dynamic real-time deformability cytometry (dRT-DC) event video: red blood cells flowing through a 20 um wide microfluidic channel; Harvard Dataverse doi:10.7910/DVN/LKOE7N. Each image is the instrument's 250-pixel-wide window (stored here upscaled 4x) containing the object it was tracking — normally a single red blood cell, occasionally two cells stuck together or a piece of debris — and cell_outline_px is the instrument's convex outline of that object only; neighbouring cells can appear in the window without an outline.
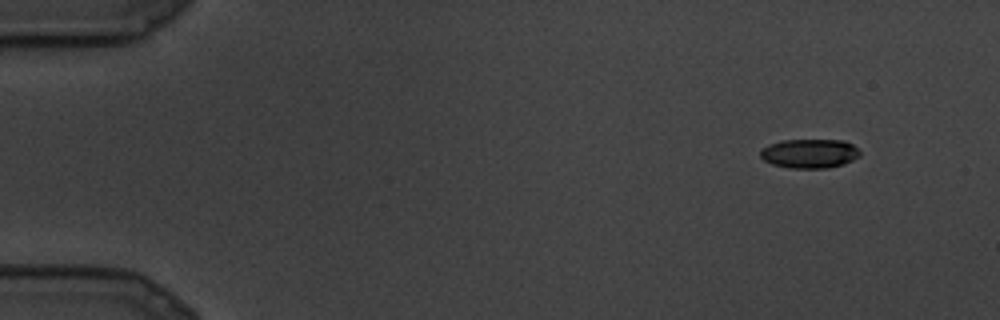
{"species": "common noctule bat (a hibernating species)", "species_latin": "Nyctalus noctula", "temperature_condition": "cold", "stored_images_in_passage": 11, "camera_frame_rate_fps": 3000, "um_per_image_px": 0.085, "animal": {"sex": "male", "body_mass_g": 19.5, "forearm_length_mm": 54.6}, "frame": {"image": 1, "passage_image": 1, "time_ms": 0.0, "image_size_px": [1000, 320], "cell_outline_px": [[860, 156], [844, 164], [828, 168], [788, 168], [772, 164], [764, 160], [760, 156], [760, 148], [768, 144], [780, 140], [844, 140], [852, 144], [860, 152]], "centroid_in_image_um": [68.78, 13.04], "position_along_channel_um": 16.2, "area_um2": 17.11}}
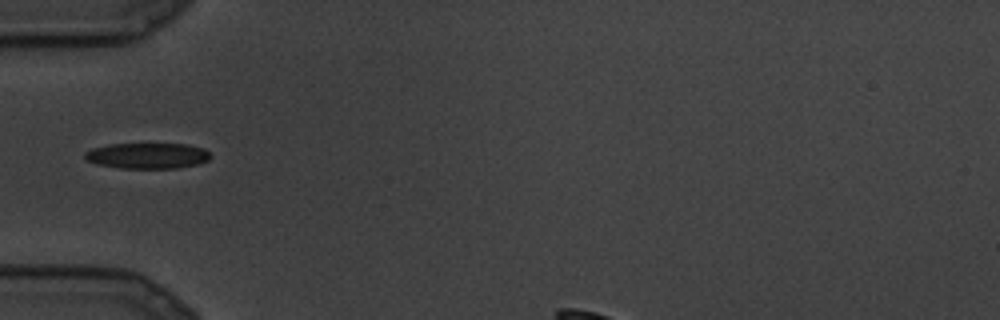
{"frame": {"image": 2, "passage_image": 7, "time_ms": 2.0, "image_size_px": [1000, 320], "cell_outline_px": [[212, 156], [208, 160], [200, 164], [176, 168], [120, 168], [96, 164], [88, 160], [84, 156], [84, 152], [92, 148], [108, 144], [188, 144], [204, 148]], "centroid_in_image_um": [12.55, 13.23], "position_along_channel_um": 72.5, "area_um2": 18.96}}
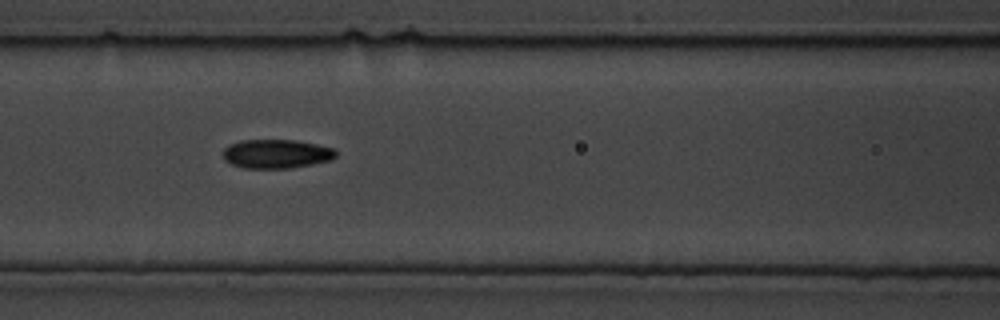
{"frame": {"image": 3, "passage_image": 10, "time_ms": 3.0, "image_size_px": [1000, 320], "cell_outline_px": [[336, 156], [332, 160], [312, 164], [288, 168], [244, 168], [232, 164], [224, 160], [224, 148], [228, 144], [240, 140], [296, 140], [316, 144], [332, 148], [336, 152]], "centroid_in_image_um": [23.47, 13.07], "position_along_channel_um": 143.1, "area_um2": 19.02}}